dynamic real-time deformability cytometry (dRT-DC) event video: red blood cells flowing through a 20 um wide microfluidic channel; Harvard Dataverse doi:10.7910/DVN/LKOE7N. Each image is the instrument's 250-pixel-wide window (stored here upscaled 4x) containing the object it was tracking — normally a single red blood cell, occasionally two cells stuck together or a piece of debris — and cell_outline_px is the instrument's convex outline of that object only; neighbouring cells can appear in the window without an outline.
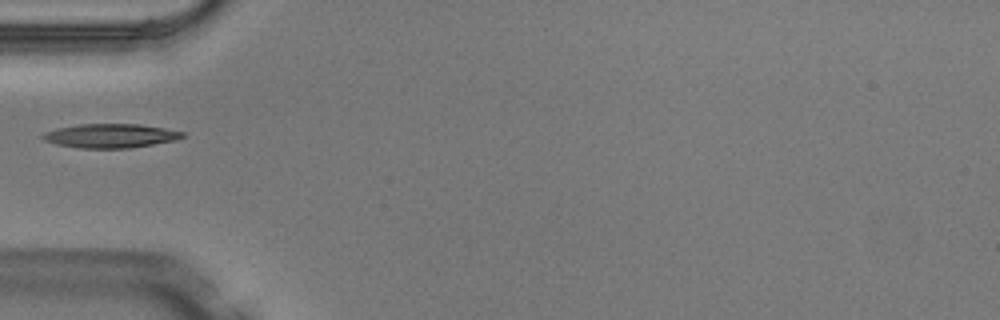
{"species": "Egyptian fruit bat (a non-hibernating species)", "species_latin": "Rousettus aegyptiacus", "temperature_condition": "warm", "stored_images_in_passage": 2, "camera_frame_rate_fps": 3000, "um_per_image_px": 0.085, "animal": {"sex": "male"}, "frame": {"image": 1, "passage_image": 1, "time_ms": 0.0, "image_size_px": [1000, 320], "cell_outline_px": [[184, 136], [176, 140], [128, 148], [80, 148], [56, 144], [44, 140], [40, 136], [44, 132], [56, 128], [80, 124], [140, 124], [164, 128], [184, 132]], "centroid_in_image_um": [9.36, 11.54], "position_along_channel_um": 75.6, "area_um2": 19.48}}